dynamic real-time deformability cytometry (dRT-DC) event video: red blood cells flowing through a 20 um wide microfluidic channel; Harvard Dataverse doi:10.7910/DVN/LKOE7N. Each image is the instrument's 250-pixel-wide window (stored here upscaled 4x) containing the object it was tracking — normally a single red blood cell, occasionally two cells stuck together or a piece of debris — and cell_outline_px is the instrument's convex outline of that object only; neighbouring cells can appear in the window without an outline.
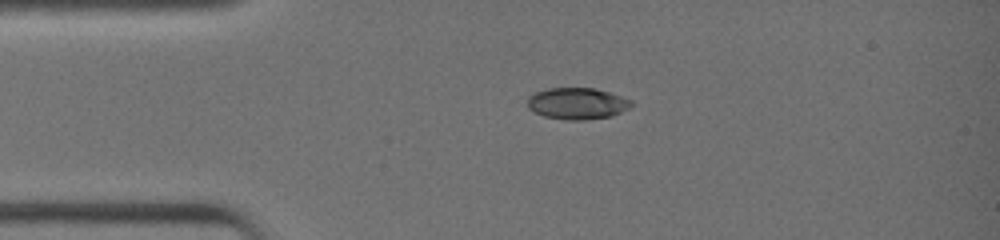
{"species": "common noctule bat (a hibernating species)", "species_latin": "Nyctalus noctula", "temperature_condition": "warm", "stored_images_in_passage": 33, "camera_frame_rate_fps": 3000, "um_per_image_px": 0.085, "animal": {"sex": "female", "body_mass_g": 19.0, "forearm_length_mm": 51.5}, "frame": {"image": 1, "passage_image": 1, "time_ms": 0.0, "image_size_px": [1000, 240], "cell_outline_px": [[632, 104], [628, 108], [612, 116], [584, 120], [568, 120], [544, 116], [528, 108], [528, 96], [536, 92], [548, 88], [596, 88], [632, 100]], "centroid_in_image_um": [49.05, 8.79], "position_along_channel_um": 35.9, "area_um2": 18.96}}
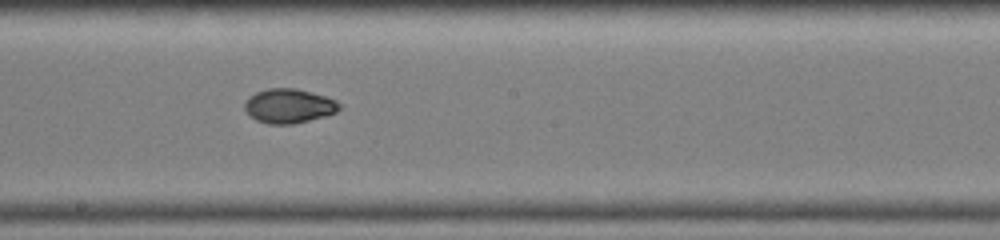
{"frame": {"image": 2, "passage_image": 15, "time_ms": 4.667, "image_size_px": [1000, 240], "cell_outline_px": [[340, 108], [336, 112], [328, 116], [292, 124], [268, 124], [256, 120], [244, 108], [244, 104], [248, 96], [256, 92], [268, 88], [296, 88], [324, 96], [336, 100], [340, 104]], "centroid_in_image_um": [24.56, 9.0], "position_along_channel_um": 223.6, "area_um2": 18.96}}
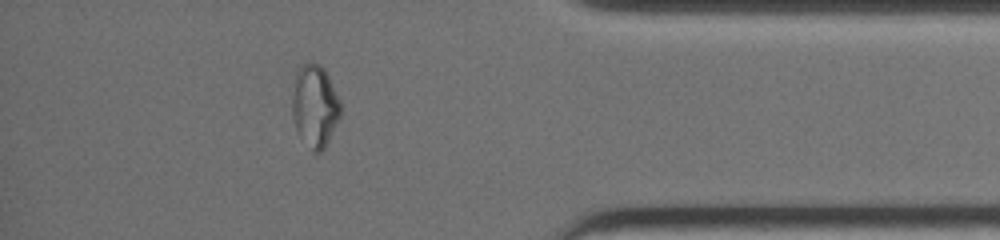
{"frame": {"image": 3, "passage_image": 28, "time_ms": 9.0, "image_size_px": [1000, 240], "cell_outline_px": [[340, 116], [324, 148], [320, 152], [312, 152], [296, 132], [292, 116], [292, 96], [296, 72], [304, 64], [320, 64], [324, 68], [340, 100]], "centroid_in_image_um": [26.74, 9.04], "position_along_channel_um": 408.5, "area_um2": 23.0}, "authors_computed_cell_mechanics": {"area_um2": 19.4786, "velocity_mm_per_s": 4.6419, "shape_relaxation_time_tau1_ms": null, "shape_relaxation_time_tau2_ms": 1.658, "deformation_change_tau1": null, "deformation_change_tau2": 0.0332}}